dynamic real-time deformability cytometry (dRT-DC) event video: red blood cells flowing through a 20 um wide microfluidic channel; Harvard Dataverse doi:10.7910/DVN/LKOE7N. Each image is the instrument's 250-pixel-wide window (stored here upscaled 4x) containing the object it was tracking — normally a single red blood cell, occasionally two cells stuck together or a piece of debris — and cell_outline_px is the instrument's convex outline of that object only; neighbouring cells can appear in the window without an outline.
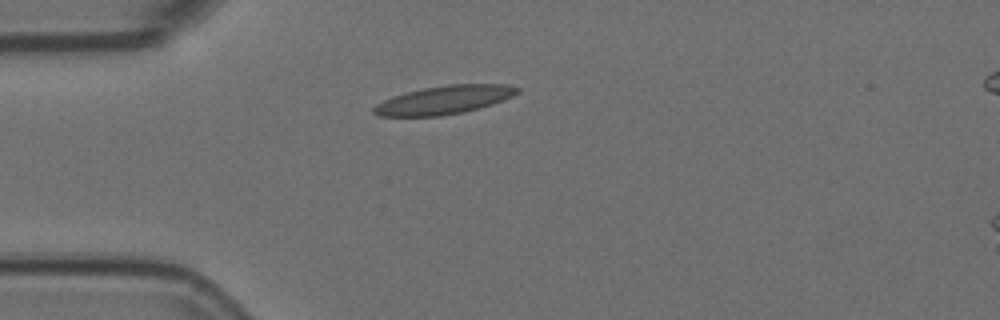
{"species": "Egyptian fruit bat (a non-hibernating species)", "species_latin": "Rousettus aegyptiacus", "temperature_condition": "room temperature", "stored_images_in_passage": 37, "camera_frame_rate_fps": 3000, "um_per_image_px": 0.085, "animal": {"sex": "female"}, "frame": {"image": 1, "passage_image": 1, "time_ms": 0.0, "image_size_px": [1000, 320], "cell_outline_px": [[520, 92], [512, 96], [492, 104], [460, 112], [440, 116], [380, 116], [372, 112], [372, 108], [376, 104], [392, 96], [424, 88], [448, 84], [508, 84], [520, 88]], "centroid_in_image_um": [37.75, 8.48], "position_along_channel_um": 47.3, "area_um2": 23.52}}
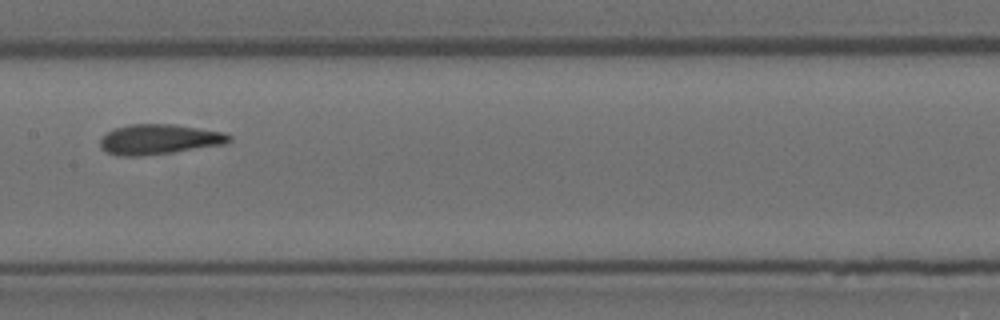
{"frame": {"image": 2, "passage_image": 14, "time_ms": 4.333, "image_size_px": [1000, 320], "cell_outline_px": [[232, 140], [224, 144], [172, 152], [140, 156], [120, 156], [108, 152], [100, 148], [100, 140], [108, 132], [116, 128], [132, 124], [176, 124], [224, 132], [232, 136]], "centroid_in_image_um": [13.55, 11.84], "position_along_channel_um": 193.8, "area_um2": 22.48}}
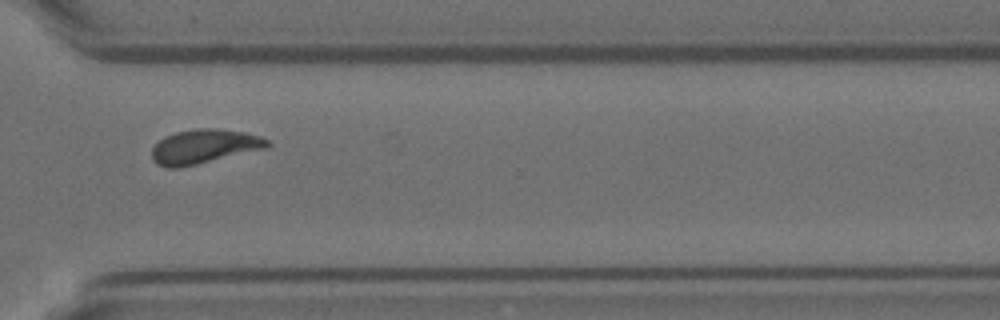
{"frame": {"image": 3, "passage_image": 27, "time_ms": 8.667, "image_size_px": [1000, 320], "cell_outline_px": [[272, 144], [268, 148], [180, 168], [168, 168], [156, 164], [152, 160], [152, 148], [164, 136], [176, 132], [196, 128], [216, 128], [244, 132], [260, 136], [268, 140]], "centroid_in_image_um": [17.36, 12.46], "position_along_channel_um": 353.2, "area_um2": 23.24}}